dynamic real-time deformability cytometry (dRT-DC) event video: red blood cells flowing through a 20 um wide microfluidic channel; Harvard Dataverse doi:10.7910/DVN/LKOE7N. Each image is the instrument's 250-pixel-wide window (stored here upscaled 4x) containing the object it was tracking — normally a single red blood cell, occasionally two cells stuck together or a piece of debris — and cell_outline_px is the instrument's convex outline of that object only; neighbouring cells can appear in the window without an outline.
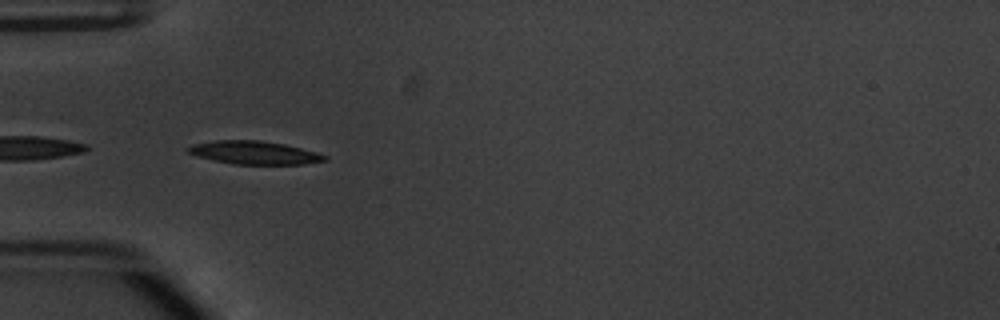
{"species": "common noctule bat (a hibernating species)", "species_latin": "Nyctalus noctula", "temperature_condition": "warm", "stored_images_in_passage": 12, "camera_frame_rate_fps": 3000, "um_per_image_px": 0.085, "animal": {"sex": "male", "body_mass_g": 20.1, "forearm_length_mm": 53.5}, "frame": {"image": 1, "passage_image": 4, "time_ms": 1.0, "image_size_px": [1000, 320], "cell_outline_px": [[328, 160], [304, 164], [232, 164], [212, 160], [196, 156], [184, 152], [184, 148], [192, 144], [216, 140], [260, 140], [284, 144], [316, 152], [328, 156]], "centroid_in_image_um": [21.54, 12.97], "position_along_channel_um": 63.5, "area_um2": 18.67}}